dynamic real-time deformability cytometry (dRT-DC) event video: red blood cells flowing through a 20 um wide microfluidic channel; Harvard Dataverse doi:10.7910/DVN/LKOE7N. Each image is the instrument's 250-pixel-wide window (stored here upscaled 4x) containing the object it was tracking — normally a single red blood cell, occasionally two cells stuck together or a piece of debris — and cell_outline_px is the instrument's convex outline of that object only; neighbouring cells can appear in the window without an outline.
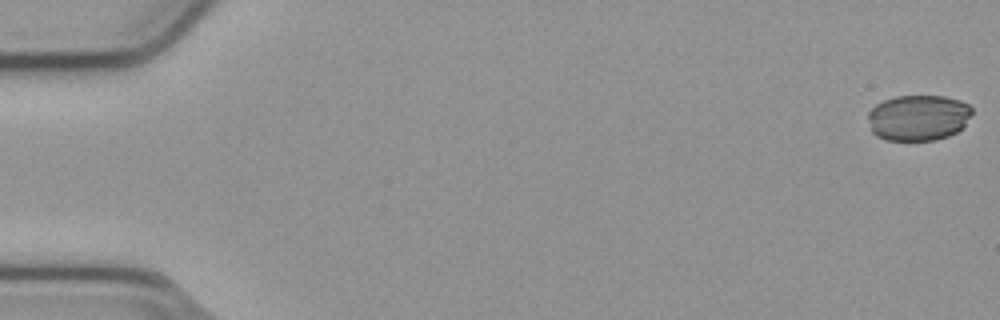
{"species": "common noctule bat (a hibernating species)", "species_latin": "Nyctalus noctula", "temperature_condition": "cold", "stored_images_in_passage": 54, "camera_frame_rate_fps": 3000, "um_per_image_px": 0.085, "animal": {"sex": "male", "body_mass_g": 23.1, "forearm_length_mm": 52.7}, "frame": {"image": 1, "passage_image": 1, "time_ms": 0.0, "image_size_px": [1000, 320], "cell_outline_px": [[972, 112], [964, 124], [956, 132], [948, 136], [936, 140], [888, 140], [876, 136], [872, 132], [868, 116], [868, 112], [876, 104], [884, 100], [896, 96], [944, 96], [960, 100], [968, 104], [972, 108]], "centroid_in_image_um": [78.04, 10.0], "position_along_channel_um": 7.0, "area_um2": 27.69}}
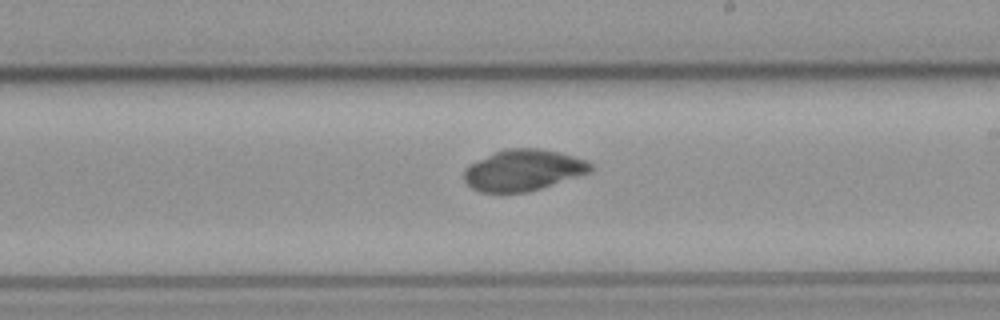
{"frame": {"image": 2, "passage_image": 32, "time_ms": 10.333, "image_size_px": [1000, 320], "cell_outline_px": [[592, 172], [528, 192], [480, 192], [472, 188], [464, 180], [464, 172], [468, 164], [496, 152], [508, 148], [540, 148], [560, 152], [588, 160], [592, 164]], "centroid_in_image_um": [44.5, 14.46], "position_along_channel_um": 244.5, "area_um2": 30.4}}
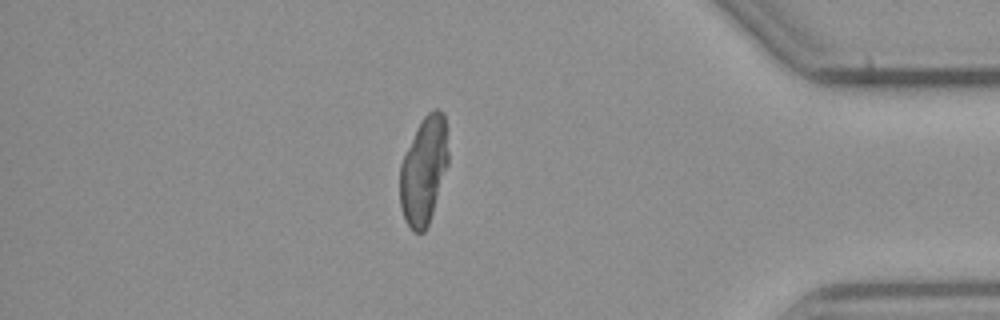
{"frame": {"image": 3, "passage_image": 47, "time_ms": 15.333, "image_size_px": [1000, 320], "cell_outline_px": [[448, 164], [428, 224], [424, 232], [412, 232], [404, 220], [400, 204], [400, 164], [416, 128], [420, 120], [432, 108], [440, 108], [444, 112], [448, 152]], "centroid_in_image_um": [36.01, 14.46], "position_along_channel_um": 399.2, "area_um2": 30.35}}